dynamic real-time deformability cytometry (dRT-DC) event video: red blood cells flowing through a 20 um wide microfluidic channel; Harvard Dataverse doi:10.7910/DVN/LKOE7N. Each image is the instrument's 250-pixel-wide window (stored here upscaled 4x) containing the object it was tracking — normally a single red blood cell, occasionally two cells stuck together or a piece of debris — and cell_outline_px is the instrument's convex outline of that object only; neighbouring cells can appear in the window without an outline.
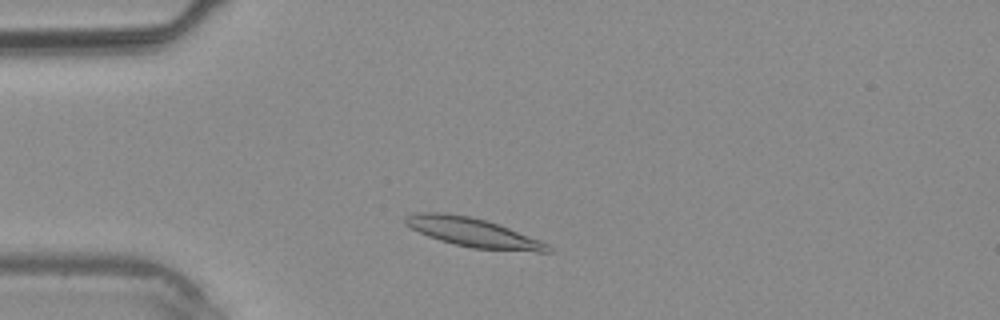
{"species": "common noctule bat (a hibernating species)", "species_latin": "Nyctalus noctula", "temperature_condition": "warm", "stored_images_in_passage": 33, "camera_frame_rate_fps": 3000, "um_per_image_px": 0.085, "animal": {"sex": "male", "body_mass_g": 20.4}, "frame": {"image": 1, "passage_image": 5, "time_ms": 1.333, "image_size_px": [1000, 320], "cell_outline_px": [[552, 252], [536, 252], [472, 248], [440, 240], [428, 236], [404, 224], [404, 216], [416, 212], [444, 212], [468, 216], [500, 224], [540, 240], [548, 244], [552, 248]], "centroid_in_image_um": [40.22, 19.75], "position_along_channel_um": 44.8, "area_um2": 24.1}}
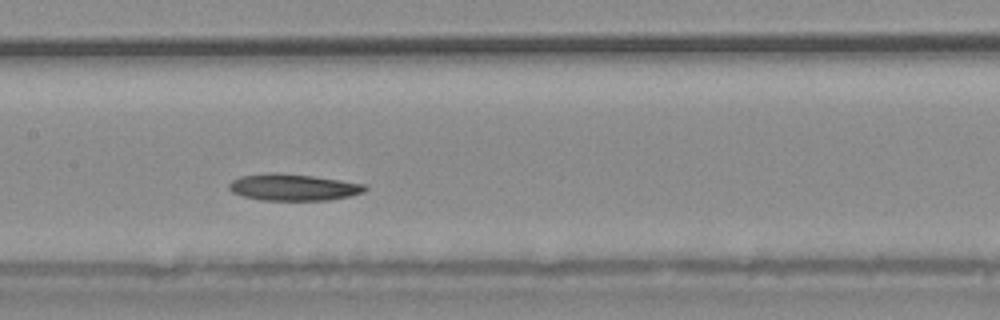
{"frame": {"image": 2, "passage_image": 14, "time_ms": 4.333, "image_size_px": [1000, 320], "cell_outline_px": [[368, 188], [364, 192], [352, 196], [328, 200], [260, 200], [244, 196], [232, 192], [228, 188], [228, 184], [232, 180], [240, 176], [268, 172], [276, 172], [312, 176], [340, 180], [364, 184]], "centroid_in_image_um": [24.92, 15.91], "position_along_channel_um": 182.5, "area_um2": 21.21}}
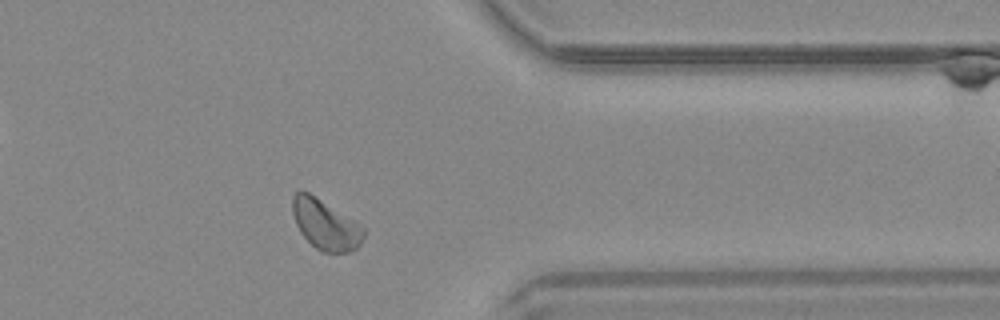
{"frame": {"image": 3, "passage_image": 26, "time_ms": 8.333, "image_size_px": [1000, 320], "cell_outline_px": [[364, 236], [360, 244], [352, 252], [320, 252], [300, 232], [296, 224], [292, 212], [292, 196], [300, 188], [308, 192], [352, 220], [364, 228]], "centroid_in_image_um": [27.62, 19.09], "position_along_channel_um": 383.8, "area_um2": 20.4}}